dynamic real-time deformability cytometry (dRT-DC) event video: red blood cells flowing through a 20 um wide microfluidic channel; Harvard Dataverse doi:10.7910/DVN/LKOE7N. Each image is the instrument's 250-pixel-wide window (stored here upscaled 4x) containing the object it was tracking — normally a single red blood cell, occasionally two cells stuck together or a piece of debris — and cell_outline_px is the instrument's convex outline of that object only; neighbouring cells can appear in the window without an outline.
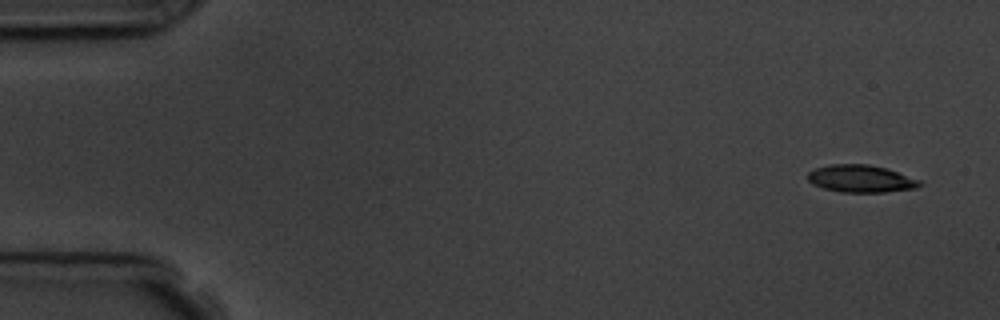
{"species": "common noctule bat (a hibernating species)", "species_latin": "Nyctalus noctula", "temperature_condition": "room temperature", "stored_images_in_passage": 4, "camera_frame_rate_fps": 3000, "um_per_image_px": 0.085, "animal": {"sex": "male", "body_mass_g": 19.5, "forearm_length_mm": 54.6}, "frame": {"image": 1, "passage_image": 1, "time_ms": 0.0, "image_size_px": [1000, 320], "cell_outline_px": [[924, 184], [916, 188], [884, 192], [840, 192], [824, 188], [812, 184], [808, 180], [808, 172], [816, 168], [832, 164], [868, 164], [884, 168], [920, 180]], "centroid_in_image_um": [73.16, 15.19], "position_along_channel_um": 11.8, "area_um2": 17.69}}
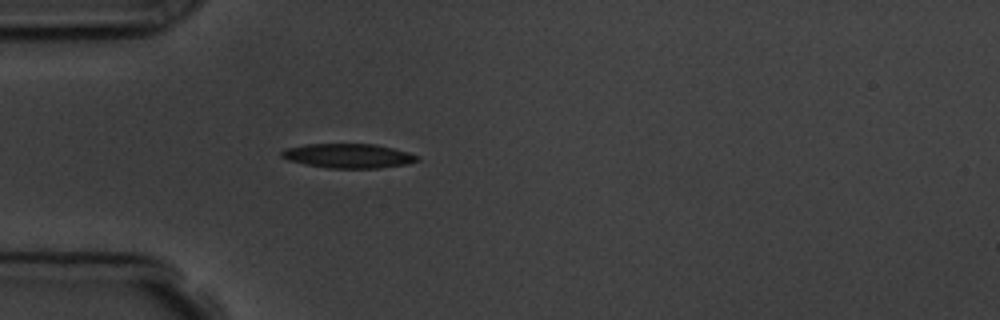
{"frame": {"image": 2, "passage_image": 4, "time_ms": 4.333, "image_size_px": [1000, 320], "cell_outline_px": [[420, 160], [404, 164], [380, 168], [328, 168], [304, 164], [288, 160], [280, 156], [280, 152], [284, 148], [304, 144], [376, 144], [408, 152], [420, 156]], "centroid_in_image_um": [29.57, 13.24], "position_along_channel_um": 55.4, "area_um2": 19.36}}